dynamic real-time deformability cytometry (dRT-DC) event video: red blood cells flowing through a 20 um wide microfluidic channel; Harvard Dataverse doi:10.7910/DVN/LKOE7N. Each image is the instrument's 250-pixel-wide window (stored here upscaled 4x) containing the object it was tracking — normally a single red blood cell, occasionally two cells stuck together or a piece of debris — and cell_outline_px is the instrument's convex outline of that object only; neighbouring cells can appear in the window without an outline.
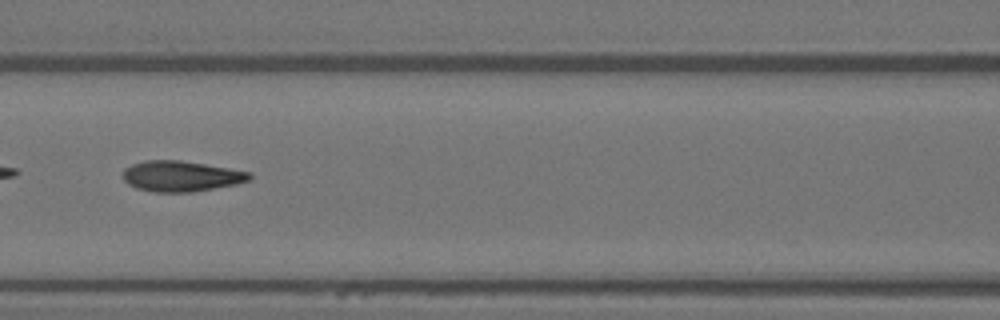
{"species": "Egyptian fruit bat (a non-hibernating species)", "species_latin": "Rousettus aegyptiacus", "temperature_condition": "warm", "stored_images_in_passage": 17, "camera_frame_rate_fps": 3000, "um_per_image_px": 0.085, "animal": {"sex": "female"}, "frame": {"image": 1, "passage_image": 8, "time_ms": 2.333, "image_size_px": [1000, 320], "cell_outline_px": [[252, 176], [248, 180], [236, 184], [192, 192], [156, 192], [136, 188], [128, 184], [124, 180], [124, 168], [132, 164], [144, 160], [180, 160], [252, 172]], "centroid_in_image_um": [15.38, 14.97], "position_along_channel_um": 151.2, "area_um2": 22.48}}